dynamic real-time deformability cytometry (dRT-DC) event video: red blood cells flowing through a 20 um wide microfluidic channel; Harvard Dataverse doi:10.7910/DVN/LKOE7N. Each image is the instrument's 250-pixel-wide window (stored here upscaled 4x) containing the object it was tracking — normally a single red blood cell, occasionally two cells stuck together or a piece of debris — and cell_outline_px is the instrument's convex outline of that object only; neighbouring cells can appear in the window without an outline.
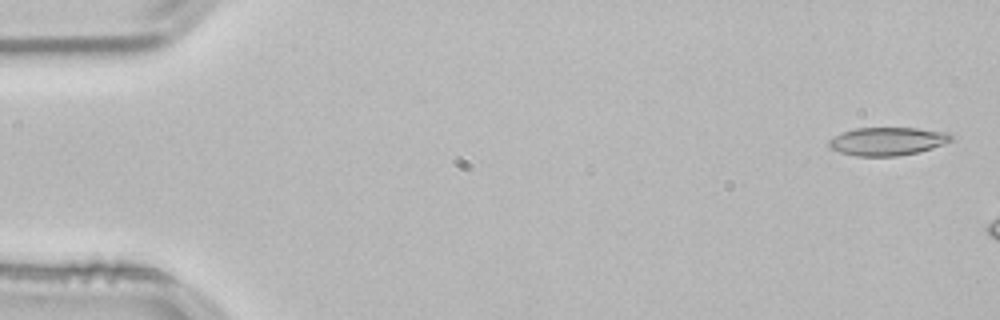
{"species": "common noctule bat (a hibernating species)", "species_latin": "Nyctalus noctula", "temperature_condition": "room temperature", "stored_images_in_passage": 8, "camera_frame_rate_fps": 3000, "um_per_image_px": 0.085, "animal": {"sex": "male", "body_mass_g": 21.5, "forearm_length_mm": 52.0}, "frame": {"image": 1, "passage_image": 2, "time_ms": 0.333, "image_size_px": [1000, 320], "cell_outline_px": [[952, 140], [932, 148], [916, 152], [896, 156], [856, 156], [840, 152], [832, 148], [828, 144], [828, 140], [844, 132], [856, 128], [916, 128], [952, 132]], "centroid_in_image_um": [75.47, 12.0], "position_along_channel_um": 9.5, "area_um2": 19.88}}